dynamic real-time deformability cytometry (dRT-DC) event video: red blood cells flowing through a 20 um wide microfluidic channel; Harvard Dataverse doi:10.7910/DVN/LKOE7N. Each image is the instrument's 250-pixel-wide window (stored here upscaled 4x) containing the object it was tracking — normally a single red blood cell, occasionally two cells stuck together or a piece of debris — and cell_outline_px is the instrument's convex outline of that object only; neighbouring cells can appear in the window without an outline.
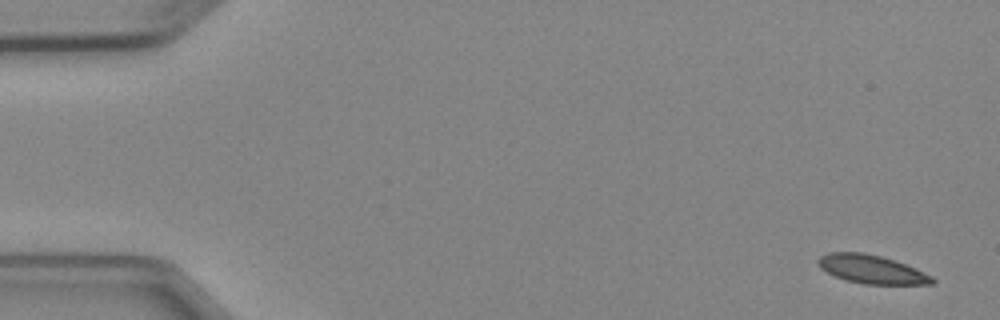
{"species": "Egyptian fruit bat (a non-hibernating species)", "species_latin": "Rousettus aegyptiacus", "temperature_condition": "cold", "stored_images_in_passage": 5, "camera_frame_rate_fps": 3000, "um_per_image_px": 0.085, "animal": {"sex": "female"}, "frame": {"image": 1, "passage_image": 1, "time_ms": 0.0, "image_size_px": [1000, 320], "cell_outline_px": [[936, 284], [864, 284], [844, 280], [820, 268], [816, 260], [820, 256], [828, 252], [864, 252], [896, 260], [916, 268], [932, 276], [936, 280]], "centroid_in_image_um": [74.1, 22.88], "position_along_channel_um": 10.9, "area_um2": 19.13}}